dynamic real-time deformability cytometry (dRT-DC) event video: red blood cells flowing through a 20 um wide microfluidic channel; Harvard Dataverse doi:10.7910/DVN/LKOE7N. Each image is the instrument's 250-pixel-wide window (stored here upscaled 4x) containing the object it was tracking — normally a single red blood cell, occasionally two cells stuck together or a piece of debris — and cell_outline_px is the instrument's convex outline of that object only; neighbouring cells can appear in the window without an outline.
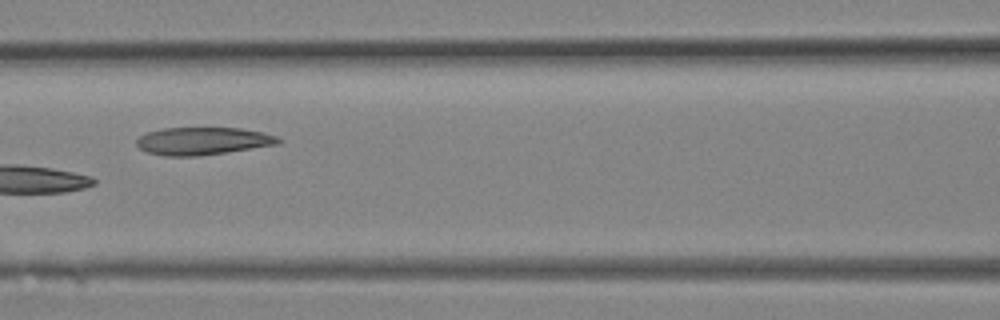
{"species": "Egyptian fruit bat (a non-hibernating species)", "species_latin": "Rousettus aegyptiacus", "temperature_condition": "room temperature", "stored_images_in_passage": 27, "camera_frame_rate_fps": 3000, "um_per_image_px": 0.085, "animal": {"sex": "female"}, "frame": {"image": 1, "passage_image": 12, "time_ms": 3.667, "image_size_px": [1000, 320], "cell_outline_px": [[284, 140], [280, 144], [200, 156], [164, 156], [148, 152], [140, 148], [136, 144], [136, 140], [140, 136], [148, 132], [164, 128], [240, 128], [264, 132], [276, 136]], "centroid_in_image_um": [17.28, 11.99], "position_along_channel_um": 149.3, "area_um2": 22.89}}